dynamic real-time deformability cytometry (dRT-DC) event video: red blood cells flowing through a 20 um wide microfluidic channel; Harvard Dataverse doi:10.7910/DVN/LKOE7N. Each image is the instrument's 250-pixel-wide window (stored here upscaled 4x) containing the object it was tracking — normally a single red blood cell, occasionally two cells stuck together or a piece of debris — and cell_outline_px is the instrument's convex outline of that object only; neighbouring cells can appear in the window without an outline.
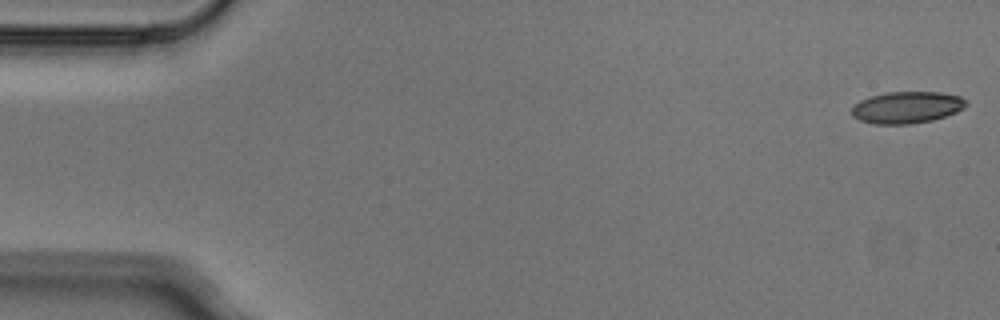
{"species": "Egyptian fruit bat (a non-hibernating species)", "species_latin": "Rousettus aegyptiacus", "temperature_condition": "cold", "stored_images_in_passage": 5, "camera_frame_rate_fps": 3000, "um_per_image_px": 0.085, "animal": {"sex": "male"}, "frame": {"image": 1, "passage_image": 1, "time_ms": 0.0, "image_size_px": [1000, 320], "cell_outline_px": [[968, 104], [964, 108], [956, 112], [932, 120], [912, 124], [876, 124], [860, 120], [852, 116], [852, 104], [860, 100], [872, 96], [888, 92], [940, 92], [960, 96]], "centroid_in_image_um": [77.07, 9.13], "position_along_channel_um": 7.9, "area_um2": 21.15}}
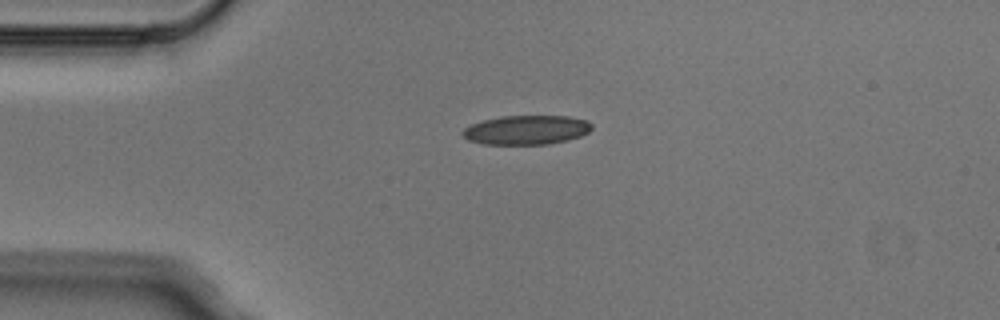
{"frame": {"image": 2, "passage_image": 4, "time_ms": 1.0, "image_size_px": [1000, 320], "cell_outline_px": [[592, 128], [588, 132], [580, 136], [568, 140], [548, 144], [484, 144], [468, 140], [460, 132], [464, 128], [472, 124], [484, 120], [500, 116], [568, 116], [588, 120], [592, 124]], "centroid_in_image_um": [44.76, 11.04], "position_along_channel_um": 40.2, "area_um2": 22.02}}